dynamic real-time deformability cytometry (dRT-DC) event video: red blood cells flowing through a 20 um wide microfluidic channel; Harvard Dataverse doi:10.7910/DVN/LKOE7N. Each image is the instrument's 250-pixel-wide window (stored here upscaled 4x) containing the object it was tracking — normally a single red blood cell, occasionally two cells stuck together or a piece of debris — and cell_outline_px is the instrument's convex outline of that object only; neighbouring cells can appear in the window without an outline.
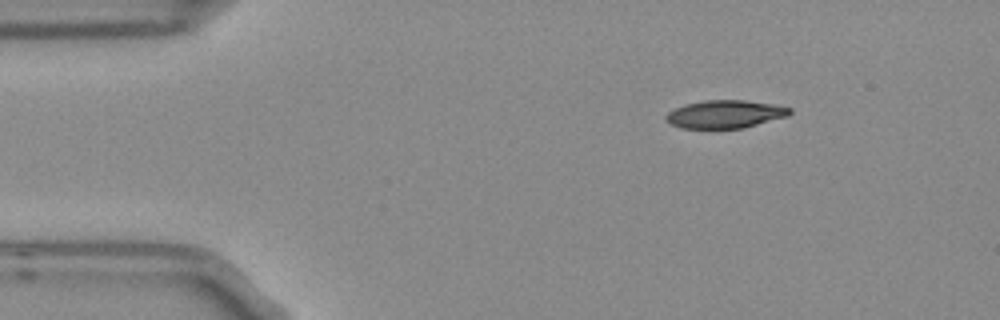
{"species": "Egyptian fruit bat (a non-hibernating species)", "species_latin": "Rousettus aegyptiacus", "temperature_condition": "room temperature", "stored_images_in_passage": 3, "camera_frame_rate_fps": 3000, "um_per_image_px": 0.085, "frame": {"image": 1, "passage_image": 3, "time_ms": 0.667, "image_size_px": [1000, 320], "cell_outline_px": [[792, 112], [788, 116], [744, 128], [680, 128], [672, 124], [664, 116], [668, 112], [684, 104], [704, 100], [744, 100], [772, 104], [792, 108]], "centroid_in_image_um": [61.65, 9.7], "position_along_channel_um": 23.3, "area_um2": 20.11}}